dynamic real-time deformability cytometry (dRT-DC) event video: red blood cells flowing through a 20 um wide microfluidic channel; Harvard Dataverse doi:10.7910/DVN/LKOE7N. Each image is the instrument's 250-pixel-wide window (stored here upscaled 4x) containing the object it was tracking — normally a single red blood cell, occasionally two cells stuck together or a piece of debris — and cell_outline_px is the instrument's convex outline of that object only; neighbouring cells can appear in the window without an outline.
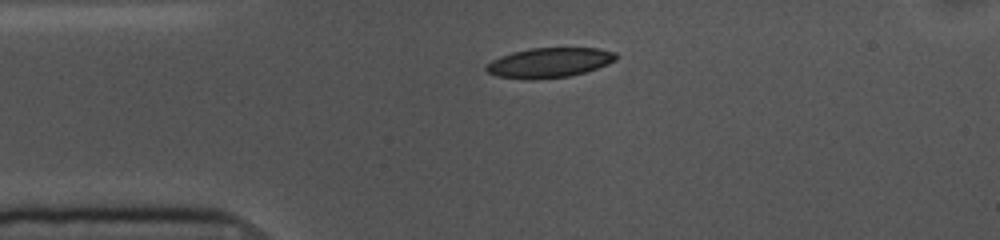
{"species": "common noctule bat (a hibernating species)", "species_latin": "Nyctalus noctula", "temperature_condition": "cold", "stored_images_in_passage": 44, "camera_frame_rate_fps": 3000, "um_per_image_px": 0.085, "animal": {"sex": "female", "body_mass_g": 10.0, "forearm_length_mm": 53.1}, "frame": {"image": 1, "passage_image": 1, "time_ms": 0.0, "image_size_px": [1000, 240], "cell_outline_px": [[616, 60], [608, 64], [584, 72], [568, 76], [528, 80], [496, 76], [488, 72], [484, 68], [492, 60], [500, 56], [512, 52], [532, 48], [600, 48], [616, 52]], "centroid_in_image_um": [46.68, 5.32], "position_along_channel_um": 38.3, "area_um2": 22.48}}
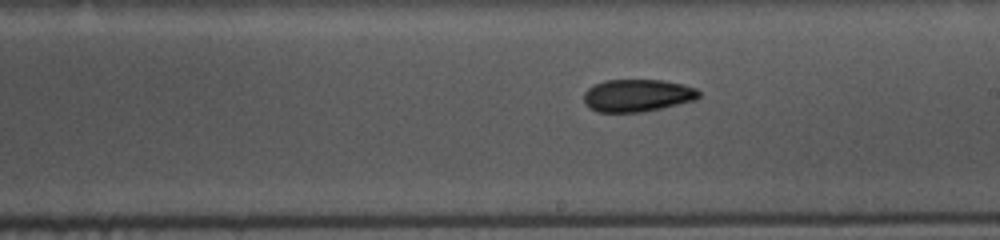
{"frame": {"image": 2, "passage_image": 19, "time_ms": 6.0, "image_size_px": [1000, 240], "cell_outline_px": [[700, 96], [696, 100], [660, 108], [640, 112], [596, 112], [588, 108], [584, 104], [584, 92], [588, 88], [604, 80], [664, 80], [684, 84], [696, 88], [700, 92]], "centroid_in_image_um": [54.16, 8.11], "position_along_channel_um": 234.8, "area_um2": 21.91}}
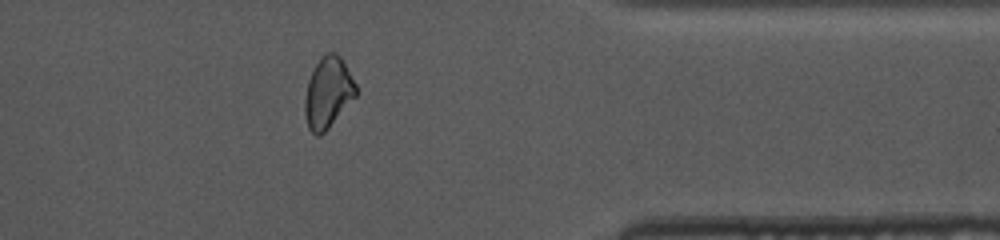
{"frame": {"image": 3, "passage_image": 33, "time_ms": 10.667, "image_size_px": [1000, 240], "cell_outline_px": [[356, 96], [328, 128], [320, 136], [316, 136], [308, 128], [304, 112], [304, 100], [308, 80], [320, 56], [324, 52], [336, 52], [340, 56], [356, 84]], "centroid_in_image_um": [27.86, 7.86], "position_along_channel_um": 383.5, "area_um2": 21.1}, "authors_computed_cell_mechanics": {"area_um2": 22.1085, "velocity_mm_per_s": 3.594, "shape_relaxation_time_tau1_ms": 4.0188, "shape_relaxation_time_tau2_ms": 7.5572, "deformation_change_tau1": 0.1023, "deformation_change_tau2": 0.1215}}